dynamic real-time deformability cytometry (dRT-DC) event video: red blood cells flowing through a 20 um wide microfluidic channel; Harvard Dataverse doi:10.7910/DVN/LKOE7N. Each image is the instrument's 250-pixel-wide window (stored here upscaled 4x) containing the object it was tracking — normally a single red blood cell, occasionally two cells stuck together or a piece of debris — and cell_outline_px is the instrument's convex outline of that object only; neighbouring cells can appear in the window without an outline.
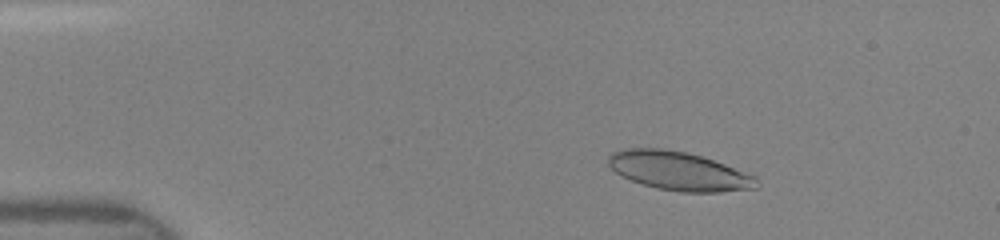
{"species": "human", "species_latin": "Homo sapiens", "temperature_condition": "room temperature", "stored_images_in_passage": 40, "camera_frame_rate_fps": 3000, "um_per_image_px": 0.085, "donor": {"sex": "female"}, "frame": {"image": 1, "passage_image": 8, "time_ms": 2.333, "image_size_px": [1000, 240], "cell_outline_px": [[760, 184], [756, 188], [720, 192], [680, 192], [656, 188], [620, 176], [608, 164], [608, 156], [612, 152], [624, 148], [660, 148], [688, 152], [724, 164], [756, 176]], "centroid_in_image_um": [57.7, 14.54], "position_along_channel_um": 27.3, "area_um2": 33.41}}
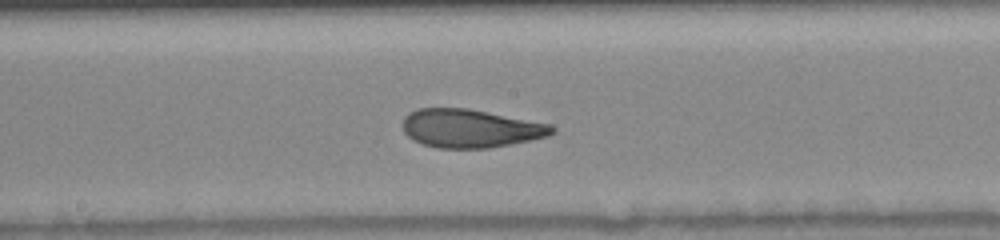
{"frame": {"image": 2, "passage_image": 26, "time_ms": 8.333, "image_size_px": [1000, 240], "cell_outline_px": [[556, 132], [548, 136], [488, 148], [436, 148], [412, 140], [404, 132], [404, 116], [408, 112], [420, 108], [468, 108], [552, 124], [556, 128]], "centroid_in_image_um": [39.99, 10.9], "position_along_channel_um": 208.2, "area_um2": 33.41}}
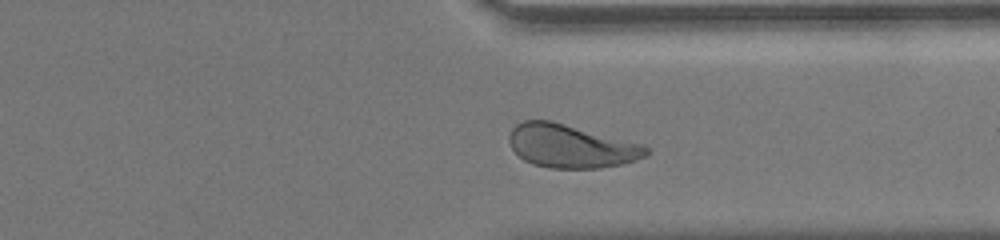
{"frame": {"image": 3, "passage_image": 37, "time_ms": 12.0, "image_size_px": [1000, 240], "cell_outline_px": [[652, 152], [648, 156], [620, 164], [600, 168], [548, 168], [532, 164], [524, 160], [512, 148], [508, 140], [508, 136], [512, 128], [516, 124], [524, 120], [552, 120], [644, 144]], "centroid_in_image_um": [48.55, 12.41], "position_along_channel_um": 362.9, "area_um2": 34.91}}